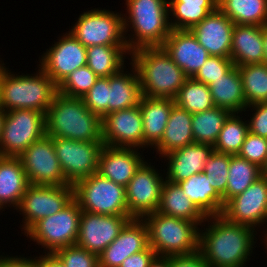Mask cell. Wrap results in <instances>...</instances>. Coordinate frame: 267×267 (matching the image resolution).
<instances>
[{
	"mask_svg": "<svg viewBox=\"0 0 267 267\" xmlns=\"http://www.w3.org/2000/svg\"><path fill=\"white\" fill-rule=\"evenodd\" d=\"M200 227L199 251L208 267H245L249 263L259 229L230 222L223 215L207 217Z\"/></svg>",
	"mask_w": 267,
	"mask_h": 267,
	"instance_id": "1",
	"label": "cell"
},
{
	"mask_svg": "<svg viewBox=\"0 0 267 267\" xmlns=\"http://www.w3.org/2000/svg\"><path fill=\"white\" fill-rule=\"evenodd\" d=\"M45 133L82 142L102 141V118L90 111L82 98L56 93L45 113Z\"/></svg>",
	"mask_w": 267,
	"mask_h": 267,
	"instance_id": "2",
	"label": "cell"
},
{
	"mask_svg": "<svg viewBox=\"0 0 267 267\" xmlns=\"http://www.w3.org/2000/svg\"><path fill=\"white\" fill-rule=\"evenodd\" d=\"M0 60V108L11 110H38L46 113L58 92V86L39 67L32 74L12 72Z\"/></svg>",
	"mask_w": 267,
	"mask_h": 267,
	"instance_id": "3",
	"label": "cell"
},
{
	"mask_svg": "<svg viewBox=\"0 0 267 267\" xmlns=\"http://www.w3.org/2000/svg\"><path fill=\"white\" fill-rule=\"evenodd\" d=\"M130 57L143 96L174 99L188 78L162 46L138 48Z\"/></svg>",
	"mask_w": 267,
	"mask_h": 267,
	"instance_id": "4",
	"label": "cell"
},
{
	"mask_svg": "<svg viewBox=\"0 0 267 267\" xmlns=\"http://www.w3.org/2000/svg\"><path fill=\"white\" fill-rule=\"evenodd\" d=\"M124 1L127 11L123 14V28L128 50L162 46L172 30L168 0Z\"/></svg>",
	"mask_w": 267,
	"mask_h": 267,
	"instance_id": "5",
	"label": "cell"
},
{
	"mask_svg": "<svg viewBox=\"0 0 267 267\" xmlns=\"http://www.w3.org/2000/svg\"><path fill=\"white\" fill-rule=\"evenodd\" d=\"M142 220L148 229L149 246L158 255H187L199 250L196 222L152 212Z\"/></svg>",
	"mask_w": 267,
	"mask_h": 267,
	"instance_id": "6",
	"label": "cell"
},
{
	"mask_svg": "<svg viewBox=\"0 0 267 267\" xmlns=\"http://www.w3.org/2000/svg\"><path fill=\"white\" fill-rule=\"evenodd\" d=\"M73 199L82 211L101 215H130L125 187L97 172L73 185Z\"/></svg>",
	"mask_w": 267,
	"mask_h": 267,
	"instance_id": "7",
	"label": "cell"
},
{
	"mask_svg": "<svg viewBox=\"0 0 267 267\" xmlns=\"http://www.w3.org/2000/svg\"><path fill=\"white\" fill-rule=\"evenodd\" d=\"M81 212L73 199L61 211L36 222L24 235L41 245L44 253H55L61 248L76 245Z\"/></svg>",
	"mask_w": 267,
	"mask_h": 267,
	"instance_id": "8",
	"label": "cell"
},
{
	"mask_svg": "<svg viewBox=\"0 0 267 267\" xmlns=\"http://www.w3.org/2000/svg\"><path fill=\"white\" fill-rule=\"evenodd\" d=\"M69 32L85 47L127 46L124 37L123 13L105 8L84 11Z\"/></svg>",
	"mask_w": 267,
	"mask_h": 267,
	"instance_id": "9",
	"label": "cell"
},
{
	"mask_svg": "<svg viewBox=\"0 0 267 267\" xmlns=\"http://www.w3.org/2000/svg\"><path fill=\"white\" fill-rule=\"evenodd\" d=\"M45 134V113L25 109L5 112L0 156L19 157Z\"/></svg>",
	"mask_w": 267,
	"mask_h": 267,
	"instance_id": "10",
	"label": "cell"
},
{
	"mask_svg": "<svg viewBox=\"0 0 267 267\" xmlns=\"http://www.w3.org/2000/svg\"><path fill=\"white\" fill-rule=\"evenodd\" d=\"M73 200V185L29 184L17 213L22 218L21 232L26 233L36 222L61 211Z\"/></svg>",
	"mask_w": 267,
	"mask_h": 267,
	"instance_id": "11",
	"label": "cell"
},
{
	"mask_svg": "<svg viewBox=\"0 0 267 267\" xmlns=\"http://www.w3.org/2000/svg\"><path fill=\"white\" fill-rule=\"evenodd\" d=\"M148 161L141 164L125 187L128 212L136 219L158 210L165 182V174Z\"/></svg>",
	"mask_w": 267,
	"mask_h": 267,
	"instance_id": "12",
	"label": "cell"
},
{
	"mask_svg": "<svg viewBox=\"0 0 267 267\" xmlns=\"http://www.w3.org/2000/svg\"><path fill=\"white\" fill-rule=\"evenodd\" d=\"M52 142L69 185L97 172L103 142H82L55 137H52Z\"/></svg>",
	"mask_w": 267,
	"mask_h": 267,
	"instance_id": "13",
	"label": "cell"
},
{
	"mask_svg": "<svg viewBox=\"0 0 267 267\" xmlns=\"http://www.w3.org/2000/svg\"><path fill=\"white\" fill-rule=\"evenodd\" d=\"M221 215L230 222L263 229L261 235H266V229L260 227H267V178L261 176L243 193L229 199Z\"/></svg>",
	"mask_w": 267,
	"mask_h": 267,
	"instance_id": "14",
	"label": "cell"
},
{
	"mask_svg": "<svg viewBox=\"0 0 267 267\" xmlns=\"http://www.w3.org/2000/svg\"><path fill=\"white\" fill-rule=\"evenodd\" d=\"M58 38L45 53L43 52L41 58L39 56L37 65V68L40 67L57 86L74 70L87 64V47L69 31Z\"/></svg>",
	"mask_w": 267,
	"mask_h": 267,
	"instance_id": "15",
	"label": "cell"
},
{
	"mask_svg": "<svg viewBox=\"0 0 267 267\" xmlns=\"http://www.w3.org/2000/svg\"><path fill=\"white\" fill-rule=\"evenodd\" d=\"M29 184L69 185L56 156L52 137L44 135L19 156Z\"/></svg>",
	"mask_w": 267,
	"mask_h": 267,
	"instance_id": "16",
	"label": "cell"
},
{
	"mask_svg": "<svg viewBox=\"0 0 267 267\" xmlns=\"http://www.w3.org/2000/svg\"><path fill=\"white\" fill-rule=\"evenodd\" d=\"M134 219L131 215H101L81 212L76 245L99 255Z\"/></svg>",
	"mask_w": 267,
	"mask_h": 267,
	"instance_id": "17",
	"label": "cell"
},
{
	"mask_svg": "<svg viewBox=\"0 0 267 267\" xmlns=\"http://www.w3.org/2000/svg\"><path fill=\"white\" fill-rule=\"evenodd\" d=\"M103 145L143 150V119L140 107L118 110L102 118Z\"/></svg>",
	"mask_w": 267,
	"mask_h": 267,
	"instance_id": "18",
	"label": "cell"
},
{
	"mask_svg": "<svg viewBox=\"0 0 267 267\" xmlns=\"http://www.w3.org/2000/svg\"><path fill=\"white\" fill-rule=\"evenodd\" d=\"M149 246L148 229L142 219H131L99 255V267H119L129 256Z\"/></svg>",
	"mask_w": 267,
	"mask_h": 267,
	"instance_id": "19",
	"label": "cell"
},
{
	"mask_svg": "<svg viewBox=\"0 0 267 267\" xmlns=\"http://www.w3.org/2000/svg\"><path fill=\"white\" fill-rule=\"evenodd\" d=\"M234 23L218 8L190 29L210 56L231 57Z\"/></svg>",
	"mask_w": 267,
	"mask_h": 267,
	"instance_id": "20",
	"label": "cell"
},
{
	"mask_svg": "<svg viewBox=\"0 0 267 267\" xmlns=\"http://www.w3.org/2000/svg\"><path fill=\"white\" fill-rule=\"evenodd\" d=\"M142 152L137 148L103 145L99 154L97 173L126 187L136 170L145 161Z\"/></svg>",
	"mask_w": 267,
	"mask_h": 267,
	"instance_id": "21",
	"label": "cell"
},
{
	"mask_svg": "<svg viewBox=\"0 0 267 267\" xmlns=\"http://www.w3.org/2000/svg\"><path fill=\"white\" fill-rule=\"evenodd\" d=\"M162 47L188 78H193L210 56L190 30L172 29Z\"/></svg>",
	"mask_w": 267,
	"mask_h": 267,
	"instance_id": "22",
	"label": "cell"
},
{
	"mask_svg": "<svg viewBox=\"0 0 267 267\" xmlns=\"http://www.w3.org/2000/svg\"><path fill=\"white\" fill-rule=\"evenodd\" d=\"M214 147L206 143H192L169 154L162 156L167 168L165 180L178 183L188 179L190 176L203 172L205 163L214 152ZM164 158V159H163Z\"/></svg>",
	"mask_w": 267,
	"mask_h": 267,
	"instance_id": "23",
	"label": "cell"
},
{
	"mask_svg": "<svg viewBox=\"0 0 267 267\" xmlns=\"http://www.w3.org/2000/svg\"><path fill=\"white\" fill-rule=\"evenodd\" d=\"M28 185L20 158L0 156V212L8 207L16 210Z\"/></svg>",
	"mask_w": 267,
	"mask_h": 267,
	"instance_id": "24",
	"label": "cell"
},
{
	"mask_svg": "<svg viewBox=\"0 0 267 267\" xmlns=\"http://www.w3.org/2000/svg\"><path fill=\"white\" fill-rule=\"evenodd\" d=\"M174 105L171 98L142 96L139 107L143 119V151L148 147L152 149L162 139Z\"/></svg>",
	"mask_w": 267,
	"mask_h": 267,
	"instance_id": "25",
	"label": "cell"
},
{
	"mask_svg": "<svg viewBox=\"0 0 267 267\" xmlns=\"http://www.w3.org/2000/svg\"><path fill=\"white\" fill-rule=\"evenodd\" d=\"M263 49L262 26L234 25L230 58L235 66L263 63Z\"/></svg>",
	"mask_w": 267,
	"mask_h": 267,
	"instance_id": "26",
	"label": "cell"
},
{
	"mask_svg": "<svg viewBox=\"0 0 267 267\" xmlns=\"http://www.w3.org/2000/svg\"><path fill=\"white\" fill-rule=\"evenodd\" d=\"M131 71L126 66L109 76V113L139 106L142 91L135 66L130 62Z\"/></svg>",
	"mask_w": 267,
	"mask_h": 267,
	"instance_id": "27",
	"label": "cell"
},
{
	"mask_svg": "<svg viewBox=\"0 0 267 267\" xmlns=\"http://www.w3.org/2000/svg\"><path fill=\"white\" fill-rule=\"evenodd\" d=\"M192 113L174 105L162 139L153 147L159 158L186 145L194 143Z\"/></svg>",
	"mask_w": 267,
	"mask_h": 267,
	"instance_id": "28",
	"label": "cell"
},
{
	"mask_svg": "<svg viewBox=\"0 0 267 267\" xmlns=\"http://www.w3.org/2000/svg\"><path fill=\"white\" fill-rule=\"evenodd\" d=\"M215 107L230 113H242L247 104L242 86V78L237 66L209 85Z\"/></svg>",
	"mask_w": 267,
	"mask_h": 267,
	"instance_id": "29",
	"label": "cell"
},
{
	"mask_svg": "<svg viewBox=\"0 0 267 267\" xmlns=\"http://www.w3.org/2000/svg\"><path fill=\"white\" fill-rule=\"evenodd\" d=\"M178 185L206 217L222 214L223 197L211 186L204 172L194 174Z\"/></svg>",
	"mask_w": 267,
	"mask_h": 267,
	"instance_id": "30",
	"label": "cell"
},
{
	"mask_svg": "<svg viewBox=\"0 0 267 267\" xmlns=\"http://www.w3.org/2000/svg\"><path fill=\"white\" fill-rule=\"evenodd\" d=\"M157 212L196 222L199 226L206 220V216L184 194L178 183L165 180L162 186L161 200Z\"/></svg>",
	"mask_w": 267,
	"mask_h": 267,
	"instance_id": "31",
	"label": "cell"
},
{
	"mask_svg": "<svg viewBox=\"0 0 267 267\" xmlns=\"http://www.w3.org/2000/svg\"><path fill=\"white\" fill-rule=\"evenodd\" d=\"M218 0H168L171 29L190 30L217 9Z\"/></svg>",
	"mask_w": 267,
	"mask_h": 267,
	"instance_id": "32",
	"label": "cell"
},
{
	"mask_svg": "<svg viewBox=\"0 0 267 267\" xmlns=\"http://www.w3.org/2000/svg\"><path fill=\"white\" fill-rule=\"evenodd\" d=\"M86 52V65L98 77H109L119 72L126 66V57L130 60V51L127 46L94 45L87 47Z\"/></svg>",
	"mask_w": 267,
	"mask_h": 267,
	"instance_id": "33",
	"label": "cell"
},
{
	"mask_svg": "<svg viewBox=\"0 0 267 267\" xmlns=\"http://www.w3.org/2000/svg\"><path fill=\"white\" fill-rule=\"evenodd\" d=\"M217 8L234 24L267 25V0H218Z\"/></svg>",
	"mask_w": 267,
	"mask_h": 267,
	"instance_id": "34",
	"label": "cell"
},
{
	"mask_svg": "<svg viewBox=\"0 0 267 267\" xmlns=\"http://www.w3.org/2000/svg\"><path fill=\"white\" fill-rule=\"evenodd\" d=\"M231 113L220 107H213L192 116V131L195 143L214 145L225 120Z\"/></svg>",
	"mask_w": 267,
	"mask_h": 267,
	"instance_id": "35",
	"label": "cell"
},
{
	"mask_svg": "<svg viewBox=\"0 0 267 267\" xmlns=\"http://www.w3.org/2000/svg\"><path fill=\"white\" fill-rule=\"evenodd\" d=\"M228 172L226 202L243 193L245 189L262 176L261 168L258 165L238 155H230Z\"/></svg>",
	"mask_w": 267,
	"mask_h": 267,
	"instance_id": "36",
	"label": "cell"
},
{
	"mask_svg": "<svg viewBox=\"0 0 267 267\" xmlns=\"http://www.w3.org/2000/svg\"><path fill=\"white\" fill-rule=\"evenodd\" d=\"M242 114L243 113H231L225 120L220 134L213 145L215 152L238 155L246 135L249 132L248 121H245Z\"/></svg>",
	"mask_w": 267,
	"mask_h": 267,
	"instance_id": "37",
	"label": "cell"
},
{
	"mask_svg": "<svg viewBox=\"0 0 267 267\" xmlns=\"http://www.w3.org/2000/svg\"><path fill=\"white\" fill-rule=\"evenodd\" d=\"M175 105L189 113H200L215 107L209 86L187 78L174 98Z\"/></svg>",
	"mask_w": 267,
	"mask_h": 267,
	"instance_id": "38",
	"label": "cell"
},
{
	"mask_svg": "<svg viewBox=\"0 0 267 267\" xmlns=\"http://www.w3.org/2000/svg\"><path fill=\"white\" fill-rule=\"evenodd\" d=\"M247 106L267 102V64L256 63L237 66Z\"/></svg>",
	"mask_w": 267,
	"mask_h": 267,
	"instance_id": "39",
	"label": "cell"
},
{
	"mask_svg": "<svg viewBox=\"0 0 267 267\" xmlns=\"http://www.w3.org/2000/svg\"><path fill=\"white\" fill-rule=\"evenodd\" d=\"M230 164V155L213 152L205 163L203 172L211 186L223 197V207L226 203V186Z\"/></svg>",
	"mask_w": 267,
	"mask_h": 267,
	"instance_id": "40",
	"label": "cell"
},
{
	"mask_svg": "<svg viewBox=\"0 0 267 267\" xmlns=\"http://www.w3.org/2000/svg\"><path fill=\"white\" fill-rule=\"evenodd\" d=\"M98 78L87 65L80 67L65 78L58 86V92L69 97L83 98Z\"/></svg>",
	"mask_w": 267,
	"mask_h": 267,
	"instance_id": "41",
	"label": "cell"
},
{
	"mask_svg": "<svg viewBox=\"0 0 267 267\" xmlns=\"http://www.w3.org/2000/svg\"><path fill=\"white\" fill-rule=\"evenodd\" d=\"M109 77H99L82 98L85 106L101 118L109 114Z\"/></svg>",
	"mask_w": 267,
	"mask_h": 267,
	"instance_id": "42",
	"label": "cell"
},
{
	"mask_svg": "<svg viewBox=\"0 0 267 267\" xmlns=\"http://www.w3.org/2000/svg\"><path fill=\"white\" fill-rule=\"evenodd\" d=\"M234 66L231 58L209 56L193 78L209 86Z\"/></svg>",
	"mask_w": 267,
	"mask_h": 267,
	"instance_id": "43",
	"label": "cell"
},
{
	"mask_svg": "<svg viewBox=\"0 0 267 267\" xmlns=\"http://www.w3.org/2000/svg\"><path fill=\"white\" fill-rule=\"evenodd\" d=\"M55 254L65 267H99L98 255L77 245L61 248Z\"/></svg>",
	"mask_w": 267,
	"mask_h": 267,
	"instance_id": "44",
	"label": "cell"
},
{
	"mask_svg": "<svg viewBox=\"0 0 267 267\" xmlns=\"http://www.w3.org/2000/svg\"><path fill=\"white\" fill-rule=\"evenodd\" d=\"M238 156L261 168L267 158V138L248 132Z\"/></svg>",
	"mask_w": 267,
	"mask_h": 267,
	"instance_id": "45",
	"label": "cell"
},
{
	"mask_svg": "<svg viewBox=\"0 0 267 267\" xmlns=\"http://www.w3.org/2000/svg\"><path fill=\"white\" fill-rule=\"evenodd\" d=\"M249 108V109H248ZM251 110L252 116L248 119V129L249 132L255 135H258L263 138H267V102H260L251 104L246 107V110Z\"/></svg>",
	"mask_w": 267,
	"mask_h": 267,
	"instance_id": "46",
	"label": "cell"
},
{
	"mask_svg": "<svg viewBox=\"0 0 267 267\" xmlns=\"http://www.w3.org/2000/svg\"><path fill=\"white\" fill-rule=\"evenodd\" d=\"M171 265L172 267H208L199 250L187 255H172Z\"/></svg>",
	"mask_w": 267,
	"mask_h": 267,
	"instance_id": "47",
	"label": "cell"
},
{
	"mask_svg": "<svg viewBox=\"0 0 267 267\" xmlns=\"http://www.w3.org/2000/svg\"><path fill=\"white\" fill-rule=\"evenodd\" d=\"M155 255V251L148 246L145 250L127 257L119 267H149V264Z\"/></svg>",
	"mask_w": 267,
	"mask_h": 267,
	"instance_id": "48",
	"label": "cell"
},
{
	"mask_svg": "<svg viewBox=\"0 0 267 267\" xmlns=\"http://www.w3.org/2000/svg\"><path fill=\"white\" fill-rule=\"evenodd\" d=\"M21 256H6L4 254V256L0 260V267H39L37 256L35 258L33 256Z\"/></svg>",
	"mask_w": 267,
	"mask_h": 267,
	"instance_id": "49",
	"label": "cell"
},
{
	"mask_svg": "<svg viewBox=\"0 0 267 267\" xmlns=\"http://www.w3.org/2000/svg\"><path fill=\"white\" fill-rule=\"evenodd\" d=\"M39 267H65L63 262L55 253H42L37 256Z\"/></svg>",
	"mask_w": 267,
	"mask_h": 267,
	"instance_id": "50",
	"label": "cell"
},
{
	"mask_svg": "<svg viewBox=\"0 0 267 267\" xmlns=\"http://www.w3.org/2000/svg\"><path fill=\"white\" fill-rule=\"evenodd\" d=\"M149 267H172L171 256L156 254L152 258Z\"/></svg>",
	"mask_w": 267,
	"mask_h": 267,
	"instance_id": "51",
	"label": "cell"
},
{
	"mask_svg": "<svg viewBox=\"0 0 267 267\" xmlns=\"http://www.w3.org/2000/svg\"><path fill=\"white\" fill-rule=\"evenodd\" d=\"M262 38L264 46V64H267V25L262 26Z\"/></svg>",
	"mask_w": 267,
	"mask_h": 267,
	"instance_id": "52",
	"label": "cell"
},
{
	"mask_svg": "<svg viewBox=\"0 0 267 267\" xmlns=\"http://www.w3.org/2000/svg\"><path fill=\"white\" fill-rule=\"evenodd\" d=\"M4 120H5V112L0 108V139L2 135Z\"/></svg>",
	"mask_w": 267,
	"mask_h": 267,
	"instance_id": "53",
	"label": "cell"
},
{
	"mask_svg": "<svg viewBox=\"0 0 267 267\" xmlns=\"http://www.w3.org/2000/svg\"><path fill=\"white\" fill-rule=\"evenodd\" d=\"M262 177L267 178V158L264 165L261 167Z\"/></svg>",
	"mask_w": 267,
	"mask_h": 267,
	"instance_id": "54",
	"label": "cell"
},
{
	"mask_svg": "<svg viewBox=\"0 0 267 267\" xmlns=\"http://www.w3.org/2000/svg\"><path fill=\"white\" fill-rule=\"evenodd\" d=\"M260 241H262V243H264V247H266L265 249L267 250V235H264V237ZM265 252H267V251H265Z\"/></svg>",
	"mask_w": 267,
	"mask_h": 267,
	"instance_id": "55",
	"label": "cell"
}]
</instances>
